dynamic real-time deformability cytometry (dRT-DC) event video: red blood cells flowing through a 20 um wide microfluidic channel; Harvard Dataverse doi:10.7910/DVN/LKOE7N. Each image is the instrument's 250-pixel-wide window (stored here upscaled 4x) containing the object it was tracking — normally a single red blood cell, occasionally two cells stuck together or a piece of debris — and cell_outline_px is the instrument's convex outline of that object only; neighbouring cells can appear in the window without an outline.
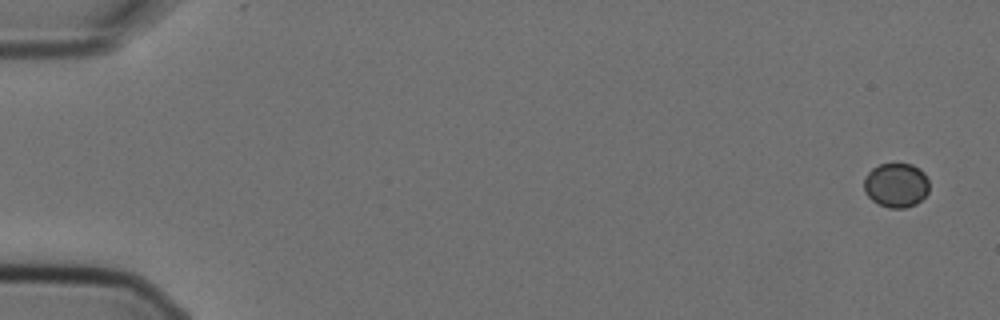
{"species": "Egyptian fruit bat (a non-hibernating species)", "species_latin": "Rousettus aegyptiacus", "temperature_condition": "cold", "stored_images_in_passage": 6, "segment_of_instrument_passage": [1, 2], "camera_frame_rate_fps": 3000, "um_per_image_px": 0.085, "animal": {"sex": "female"}, "frame": {"image": 1, "passage_image": 1, "time_ms": 0.0, "image_size_px": [1000, 320], "cell_outline_px": [[928, 192], [916, 204], [904, 208], [888, 208], [872, 200], [864, 192], [864, 176], [872, 168], [880, 164], [912, 164], [920, 168], [924, 172], [928, 180]], "centroid_in_image_um": [76.16, 15.73], "position_along_channel_um": 8.8, "area_um2": 16.94}}
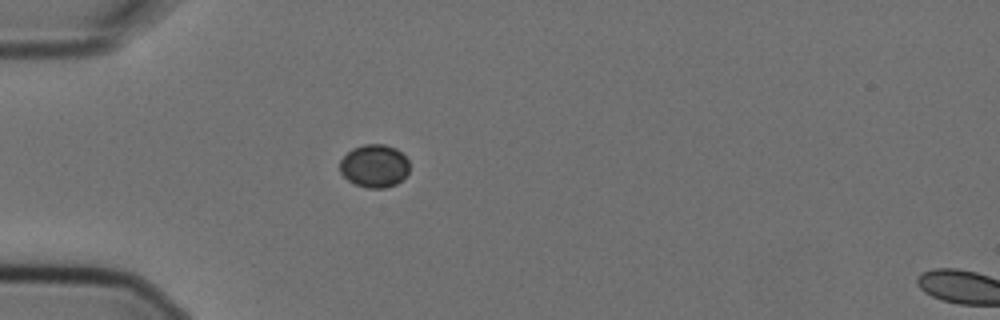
{"frame": {"image": 2, "passage_image": 5, "time_ms": 1.333, "image_size_px": [1000, 320], "cell_outline_px": [[408, 172], [396, 184], [384, 188], [368, 188], [356, 184], [348, 180], [340, 172], [340, 160], [352, 148], [364, 144], [384, 144], [396, 148], [408, 160]], "centroid_in_image_um": [31.8, 14.09], "position_along_channel_um": 53.2, "area_um2": 17.28}}